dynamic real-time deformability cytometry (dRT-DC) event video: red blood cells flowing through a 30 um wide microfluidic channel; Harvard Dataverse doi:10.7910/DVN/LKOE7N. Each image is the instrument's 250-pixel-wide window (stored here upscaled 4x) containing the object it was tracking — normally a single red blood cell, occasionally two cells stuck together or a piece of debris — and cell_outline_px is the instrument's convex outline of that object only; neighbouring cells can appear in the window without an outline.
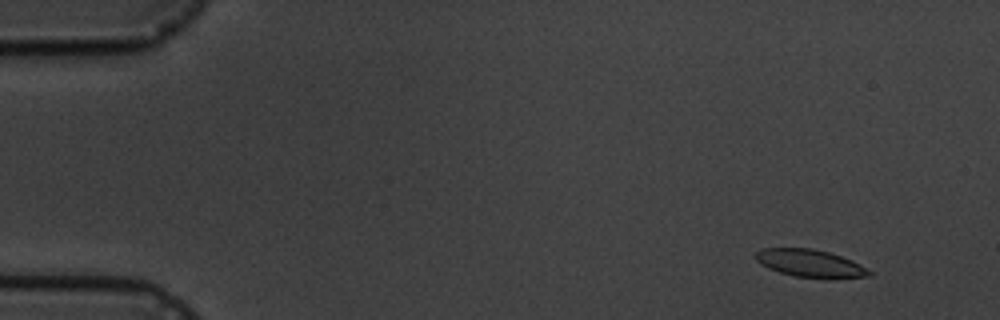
{"species": "common noctule bat (a hibernating species)", "species_latin": "Nyctalus noctula", "temperature_condition": "cold", "stored_images_in_passage": 9, "camera_frame_rate_fps": 3000, "um_per_image_px": 0.085, "animal": {"sex": "male", "body_mass_g": 19.5, "forearm_length_mm": 54.6}, "frame": {"image": 1, "passage_image": 2, "time_ms": 1.0, "image_size_px": [1000, 320], "cell_outline_px": [[872, 276], [836, 280], [796, 276], [780, 272], [768, 268], [760, 264], [752, 256], [760, 248], [812, 248], [828, 252], [852, 260], [860, 264], [872, 272]], "centroid_in_image_um": [68.88, 22.4], "position_along_channel_um": 16.1, "area_um2": 18.73}}
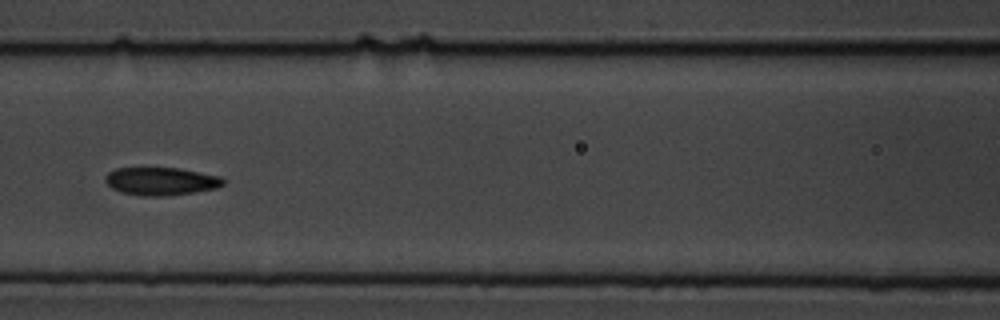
{"frame": {"image": 2, "passage_image": 8, "time_ms": 8.0, "image_size_px": [1000, 320], "cell_outline_px": [[224, 184], [216, 188], [168, 196], [144, 196], [120, 192], [112, 188], [104, 180], [104, 176], [108, 172], [116, 168], [180, 168], [220, 176], [224, 180]], "centroid_in_image_um": [13.66, 15.4], "position_along_channel_um": 152.9, "area_um2": 19.19}}
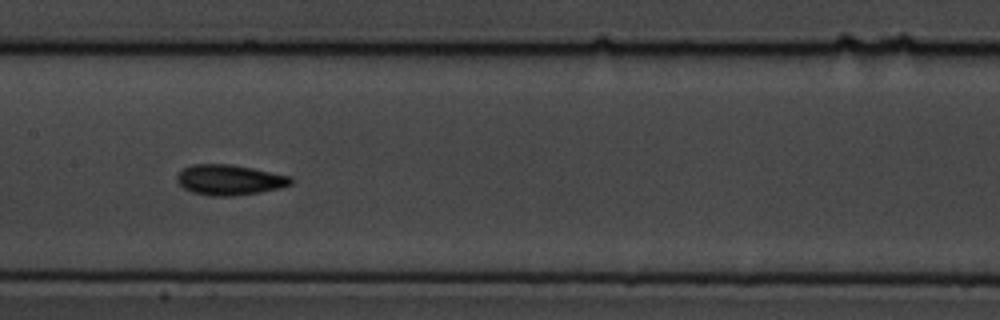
{"frame": {"image": 3, "passage_image": 9, "time_ms": 9.0, "image_size_px": [1000, 320], "cell_outline_px": [[292, 184], [280, 188], [260, 192], [232, 196], [212, 196], [192, 192], [184, 188], [176, 180], [176, 176], [184, 168], [192, 164], [228, 164], [252, 168], [288, 176], [292, 180]], "centroid_in_image_um": [19.48, 15.29], "position_along_channel_um": 187.9, "area_um2": 19.94}}